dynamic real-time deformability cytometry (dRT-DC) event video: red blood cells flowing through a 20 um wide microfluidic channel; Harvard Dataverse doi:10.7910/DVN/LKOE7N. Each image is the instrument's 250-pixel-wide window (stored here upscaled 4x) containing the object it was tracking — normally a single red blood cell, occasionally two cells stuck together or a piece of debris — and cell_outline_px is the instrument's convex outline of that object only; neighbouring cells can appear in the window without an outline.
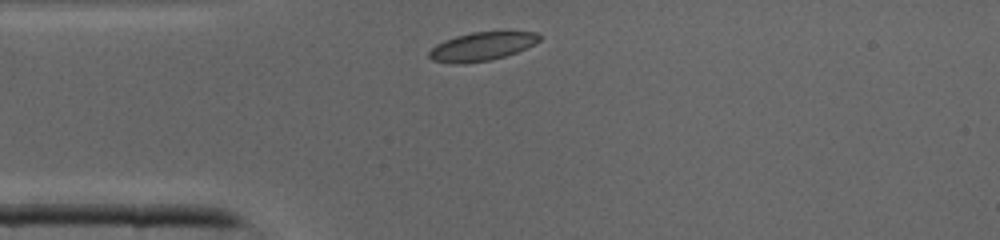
{"species": "common noctule bat (a hibernating species)", "species_latin": "Nyctalus noctula", "temperature_condition": "cold", "stored_images_in_passage": 25, "camera_frame_rate_fps": 3000, "um_per_image_px": 0.085, "animal": {"sex": "male", "body_mass_g": 19.0, "forearm_length_mm": 50.8}, "frame": {"image": 1, "passage_image": 1, "time_ms": 0.0, "image_size_px": [1000, 240], "cell_outline_px": [[540, 40], [516, 52], [492, 60], [464, 64], [456, 64], [432, 60], [428, 56], [428, 52], [436, 44], [444, 40], [456, 36], [472, 32], [536, 32], [540, 36]], "centroid_in_image_um": [40.89, 3.96], "position_along_channel_um": 44.1, "area_um2": 18.15}}
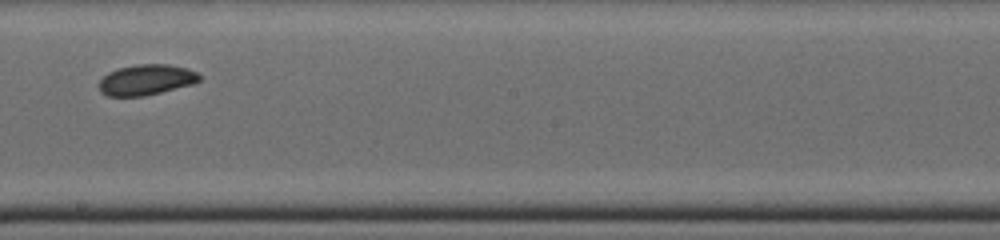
{"frame": {"image": 2, "passage_image": 14, "time_ms": 4.333, "image_size_px": [1000, 240], "cell_outline_px": [[200, 80], [192, 84], [144, 96], [108, 96], [100, 92], [100, 80], [108, 72], [120, 68], [136, 64], [168, 64], [188, 68], [196, 72], [200, 76]], "centroid_in_image_um": [12.43, 6.78], "position_along_channel_um": 235.8, "area_um2": 17.74}}
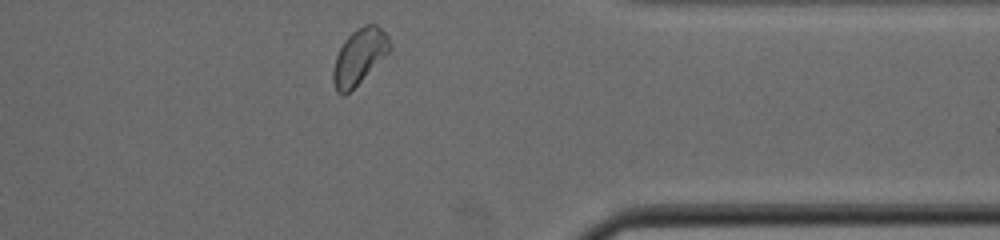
{"frame": {"image": 3, "passage_image": 24, "time_ms": 7.667, "image_size_px": [1000, 240], "cell_outline_px": [[392, 48], [344, 96], [340, 96], [336, 92], [332, 80], [332, 72], [336, 56], [344, 40], [356, 28], [364, 24], [376, 24], [388, 36], [392, 44]], "centroid_in_image_um": [30.51, 4.79], "position_along_channel_um": 380.9, "area_um2": 18.03}}